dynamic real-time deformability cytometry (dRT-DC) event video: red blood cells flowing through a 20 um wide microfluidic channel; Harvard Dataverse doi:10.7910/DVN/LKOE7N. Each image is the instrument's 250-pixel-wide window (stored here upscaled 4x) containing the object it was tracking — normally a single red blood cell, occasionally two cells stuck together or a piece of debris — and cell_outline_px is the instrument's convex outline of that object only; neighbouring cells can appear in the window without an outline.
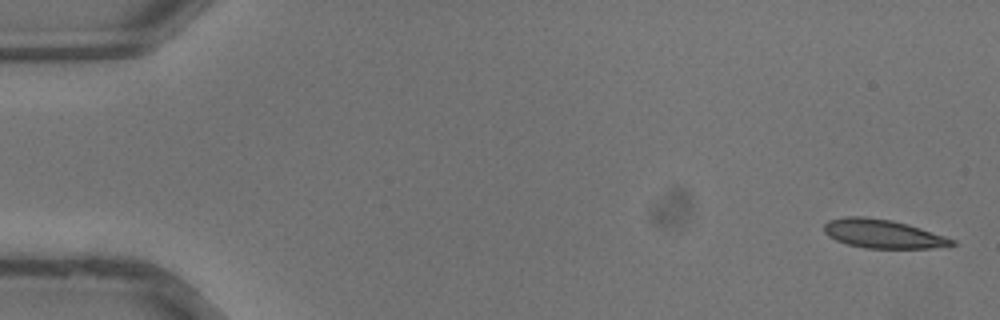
{"species": "common noctule bat (a hibernating species)", "species_latin": "Nyctalus noctula", "temperature_condition": "warm", "stored_images_in_passage": 36, "camera_frame_rate_fps": 3000, "um_per_image_px": 0.085, "animal": {"sex": "male", "body_mass_g": 13.3}, "frame": {"image": 1, "passage_image": 1, "time_ms": 0.0, "image_size_px": [1000, 320], "cell_outline_px": [[956, 244], [932, 248], [864, 248], [848, 244], [836, 240], [828, 236], [824, 232], [824, 224], [828, 220], [844, 216], [864, 216], [892, 220], [908, 224], [956, 240]], "centroid_in_image_um": [75.0, 19.86], "position_along_channel_um": 10.0, "area_um2": 21.39}}
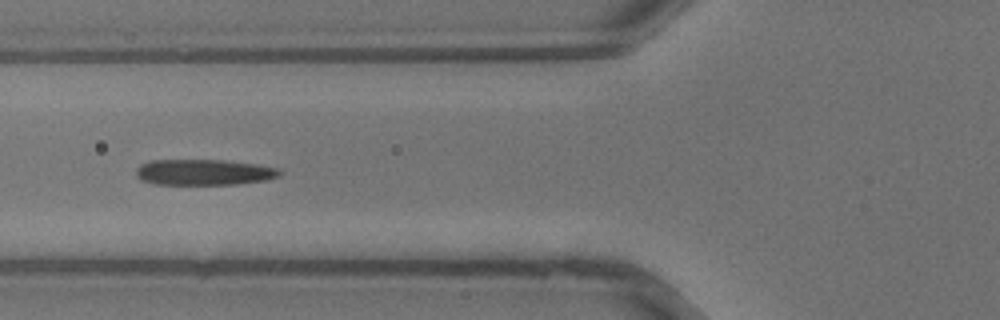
{"frame": {"image": 2, "passage_image": 14, "time_ms": 4.333, "image_size_px": [1000, 320], "cell_outline_px": [[284, 172], [280, 176], [264, 180], [236, 184], [156, 184], [140, 180], [136, 176], [136, 168], [140, 164], [148, 160], [220, 160], [256, 164], [276, 168]], "centroid_in_image_um": [17.29, 14.63], "position_along_channel_um": 108.5, "area_um2": 21.62}}
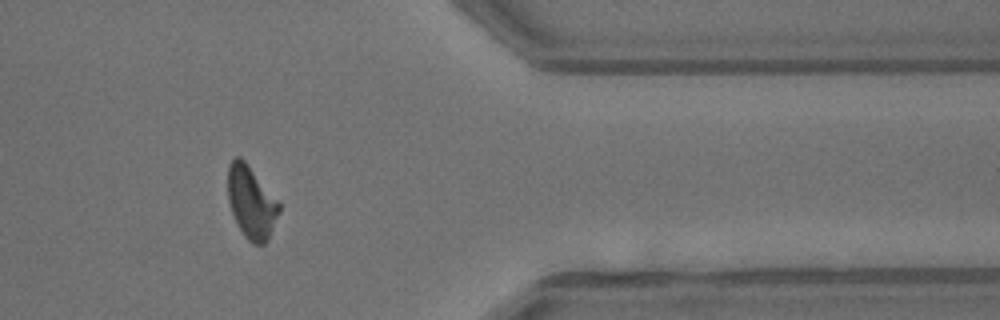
{"frame": {"image": 3, "passage_image": 30, "time_ms": 9.667, "image_size_px": [1000, 320], "cell_outline_px": [[280, 212], [268, 240], [264, 244], [252, 244], [244, 236], [232, 212], [228, 200], [228, 164], [236, 156], [240, 156], [248, 164], [280, 200]], "centroid_in_image_um": [21.39, 17.17], "position_along_channel_um": 390.0, "area_um2": 21.91}}